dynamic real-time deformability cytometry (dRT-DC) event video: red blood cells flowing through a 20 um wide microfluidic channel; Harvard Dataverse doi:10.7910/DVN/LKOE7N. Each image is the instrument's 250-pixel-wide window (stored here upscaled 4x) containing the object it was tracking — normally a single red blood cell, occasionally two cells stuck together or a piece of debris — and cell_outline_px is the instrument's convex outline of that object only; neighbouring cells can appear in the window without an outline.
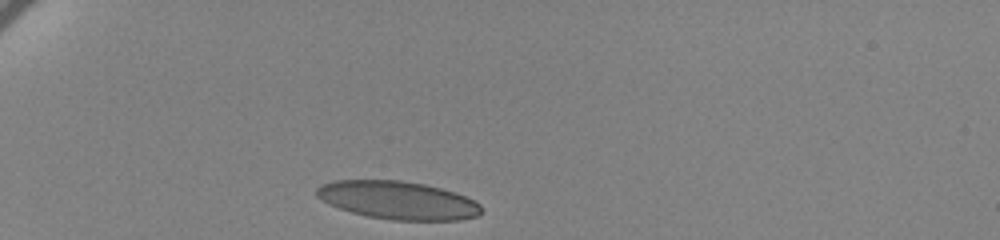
{"species": "human", "species_latin": "Homo sapiens", "temperature_condition": "cold", "stored_images_in_passage": 35, "camera_frame_rate_fps": 3000, "um_per_image_px": 0.085, "donor": {"sex": "female"}, "frame": {"image": 1, "passage_image": 1, "time_ms": 0.0, "image_size_px": [1000, 240], "cell_outline_px": [[480, 212], [476, 216], [460, 220], [392, 220], [368, 216], [352, 212], [340, 208], [316, 196], [316, 188], [324, 184], [336, 180], [400, 180], [424, 184], [456, 192], [480, 204]], "centroid_in_image_um": [33.83, 17.01], "position_along_channel_um": 51.2, "area_um2": 36.13}}
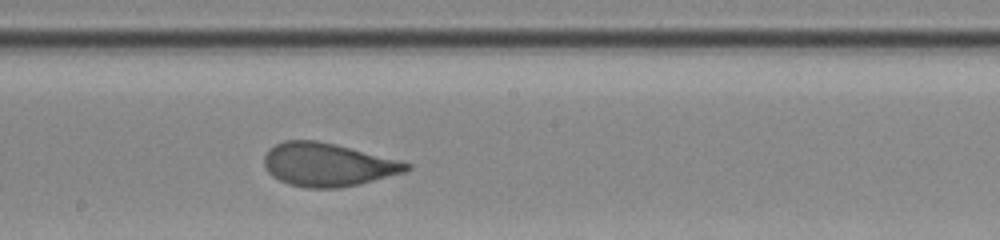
{"frame": {"image": 2, "passage_image": 19, "time_ms": 6.0, "image_size_px": [1000, 240], "cell_outline_px": [[412, 168], [404, 172], [356, 184], [336, 188], [304, 188], [288, 184], [272, 176], [268, 172], [264, 164], [264, 156], [268, 148], [284, 140], [316, 140], [336, 144], [412, 164]], "centroid_in_image_um": [27.79, 13.99], "position_along_channel_um": 220.4, "area_um2": 35.6}}
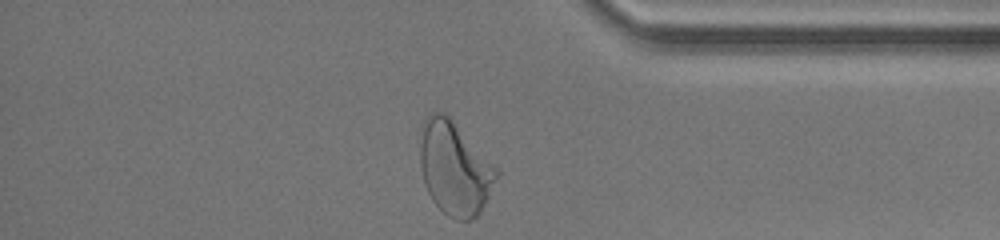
{"frame": {"image": 3, "passage_image": 35, "time_ms": 11.333, "image_size_px": [1000, 240], "cell_outline_px": [[500, 172], [480, 212], [476, 216], [468, 220], [456, 220], [448, 216], [432, 200], [424, 184], [420, 164], [420, 124], [432, 112], [444, 112], [452, 120]], "centroid_in_image_um": [38.6, 14.3], "position_along_channel_um": 396.6, "area_um2": 41.1}, "authors_computed_cell_mechanics": {"area_um2": 35.836, "velocity_mm_per_s": 3.4319, "shape_relaxation_time_tau1_ms": 3.9347, "shape_relaxation_time_tau2_ms": null, "deformation_change_tau1": 0.1626, "deformation_change_tau2": null}}